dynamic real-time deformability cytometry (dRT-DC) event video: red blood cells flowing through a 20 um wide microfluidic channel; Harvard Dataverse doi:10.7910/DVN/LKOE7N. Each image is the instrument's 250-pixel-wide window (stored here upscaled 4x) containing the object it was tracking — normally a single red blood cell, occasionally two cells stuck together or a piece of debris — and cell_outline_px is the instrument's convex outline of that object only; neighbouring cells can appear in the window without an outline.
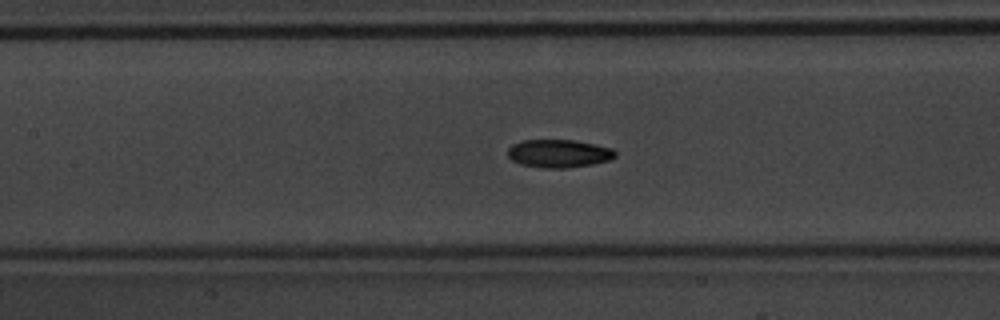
{"species": "common noctule bat (a hibernating species)", "species_latin": "Nyctalus noctula", "temperature_condition": "warm", "stored_images_in_passage": 49, "camera_frame_rate_fps": 3000, "um_per_image_px": 0.085, "animal": {"sex": "male", "body_mass_g": 20.1, "forearm_length_mm": 53.5}, "frame": {"image": 1, "passage_image": 22, "time_ms": 7.0, "image_size_px": [1000, 320], "cell_outline_px": [[616, 156], [612, 160], [592, 164], [568, 168], [544, 168], [520, 164], [512, 160], [508, 156], [508, 148], [512, 144], [520, 140], [572, 140], [612, 148], [616, 152]], "centroid_in_image_um": [47.49, 13.05], "position_along_channel_um": 159.9, "area_um2": 17.63}}
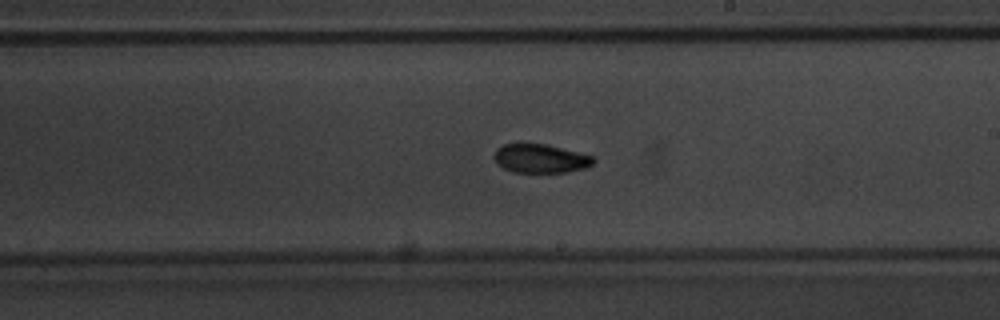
{"frame": {"image": 2, "passage_image": 28, "time_ms": 9.0, "image_size_px": [1000, 320], "cell_outline_px": [[596, 160], [592, 164], [584, 168], [568, 172], [512, 172], [496, 164], [492, 156], [496, 148], [504, 144], [544, 144], [580, 152], [592, 156]], "centroid_in_image_um": [45.9, 13.47], "position_along_channel_um": 243.1, "area_um2": 16.7}}
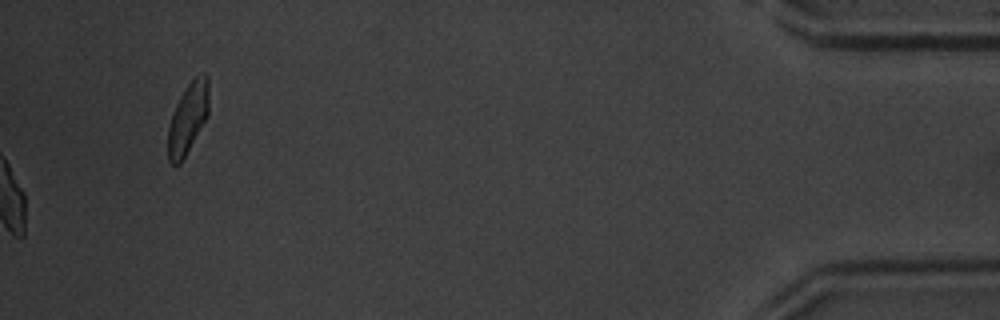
{"frame": {"image": 3, "passage_image": 49, "time_ms": 16.0, "image_size_px": [1000, 320], "cell_outline_px": [[208, 116], [180, 164], [172, 164], [168, 160], [168, 128], [172, 112], [180, 96], [188, 84], [196, 76], [204, 72], [208, 76]], "centroid_in_image_um": [15.97, 10.04], "position_along_channel_um": 419.2, "area_um2": 16.76}, "authors_computed_cell_mechanics": {"area_um2": 16.8776, "velocity_mm_per_s": 4.172, "shape_relaxation_time_tau1_ms": 2.9215, "shape_relaxation_time_tau2_ms": 2.1774, "deformation_change_tau1": 0.1314, "deformation_change_tau2": 0.0692}}